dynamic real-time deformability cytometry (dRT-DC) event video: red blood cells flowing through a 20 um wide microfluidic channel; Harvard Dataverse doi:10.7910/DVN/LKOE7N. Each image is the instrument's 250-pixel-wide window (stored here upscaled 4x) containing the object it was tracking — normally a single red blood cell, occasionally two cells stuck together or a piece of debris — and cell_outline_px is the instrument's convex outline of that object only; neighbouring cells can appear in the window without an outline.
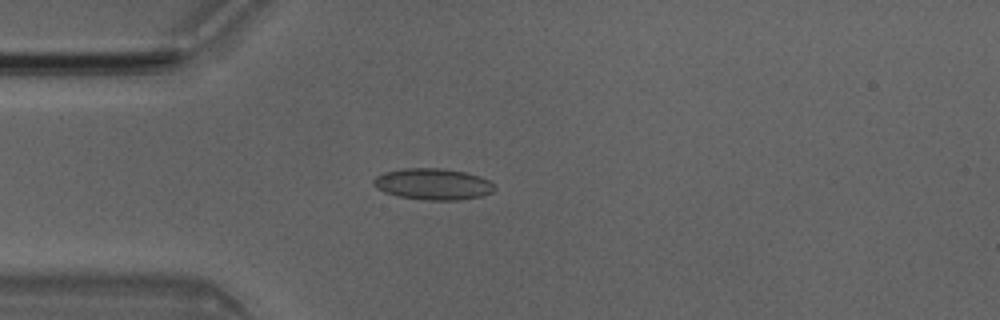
{"species": "Egyptian fruit bat (a non-hibernating species)", "species_latin": "Rousettus aegyptiacus", "temperature_condition": "room temperature", "stored_images_in_passage": 50, "camera_frame_rate_fps": 3000, "um_per_image_px": 0.085, "animal": {"sex": "male"}, "frame": {"image": 1, "passage_image": 13, "time_ms": 4.0, "image_size_px": [1000, 320], "cell_outline_px": [[496, 188], [492, 192], [484, 196], [460, 200], [420, 200], [396, 196], [384, 192], [376, 188], [372, 184], [372, 180], [376, 176], [384, 172], [404, 168], [440, 168], [464, 172], [480, 176], [488, 180]], "centroid_in_image_um": [36.77, 15.66], "position_along_channel_um": 48.2, "area_um2": 22.37}}
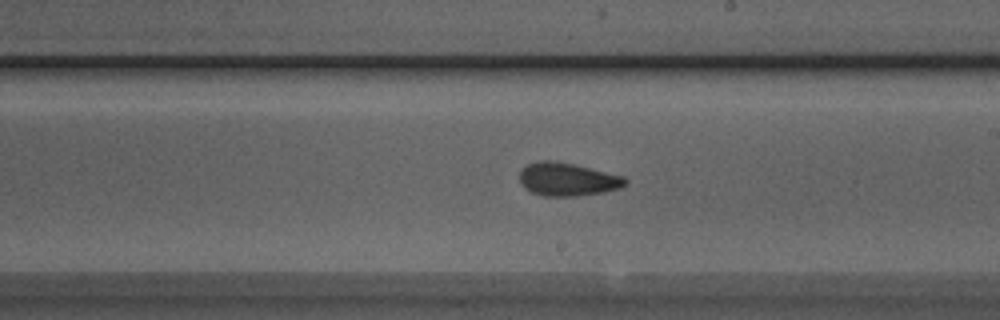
{"frame": {"image": 2, "passage_image": 28, "time_ms": 9.0, "image_size_px": [1000, 320], "cell_outline_px": [[628, 184], [620, 188], [604, 192], [576, 196], [544, 196], [532, 192], [524, 188], [520, 184], [520, 168], [536, 160], [552, 160], [572, 164], [624, 176], [628, 180]], "centroid_in_image_um": [48.22, 15.24], "position_along_channel_um": 240.8, "area_um2": 20.58}}
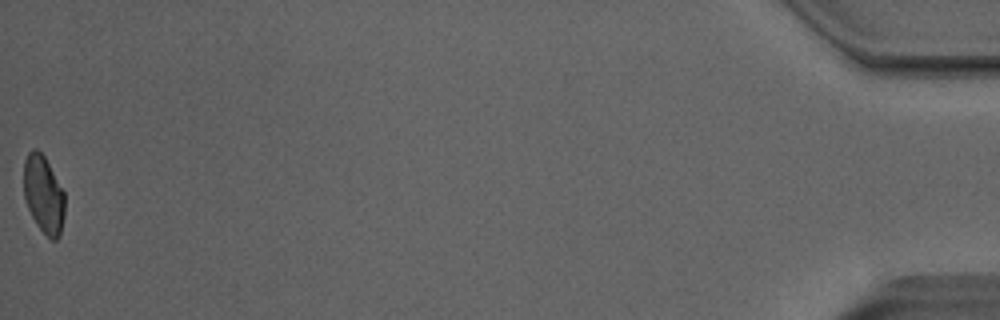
{"frame": {"image": 3, "passage_image": 50, "time_ms": 16.333, "image_size_px": [1000, 320], "cell_outline_px": [[64, 216], [60, 236], [56, 240], [52, 240], [36, 224], [28, 208], [24, 196], [24, 160], [28, 152], [32, 148], [36, 148], [44, 156], [64, 192]], "centroid_in_image_um": [3.7, 16.52], "position_along_channel_um": 431.5, "area_um2": 18.44}, "authors_computed_cell_mechanics": {"area_um2": 20.4034, "velocity_mm_per_s": 4.0649, "shape_relaxation_time_tau1_ms": 3.818, "shape_relaxation_time_tau2_ms": 1.7883, "deformation_change_tau1": 0.0997, "deformation_change_tau2": 0.0803}}